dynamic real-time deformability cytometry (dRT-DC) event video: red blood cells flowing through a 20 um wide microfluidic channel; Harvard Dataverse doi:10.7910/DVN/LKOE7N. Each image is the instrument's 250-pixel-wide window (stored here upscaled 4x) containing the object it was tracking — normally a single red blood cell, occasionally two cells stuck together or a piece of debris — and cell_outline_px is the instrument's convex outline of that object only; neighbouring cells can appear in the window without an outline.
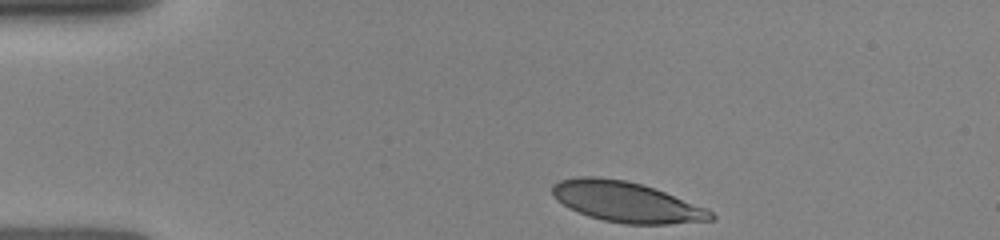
{"species": "human", "species_latin": "Homo sapiens", "temperature_condition": "room temperature", "stored_images_in_passage": 35, "camera_frame_rate_fps": 3000, "um_per_image_px": 0.085, "donor": {"sex": "female"}, "frame": {"image": 1, "passage_image": 1, "time_ms": 0.0, "image_size_px": [1000, 240], "cell_outline_px": [[716, 216], [712, 220], [668, 224], [624, 224], [604, 220], [588, 216], [568, 208], [556, 200], [552, 196], [552, 184], [560, 180], [576, 176], [596, 176], [628, 180], [664, 192], [708, 208]], "centroid_in_image_um": [53.2, 17.16], "position_along_channel_um": 31.8, "area_um2": 37.51}}
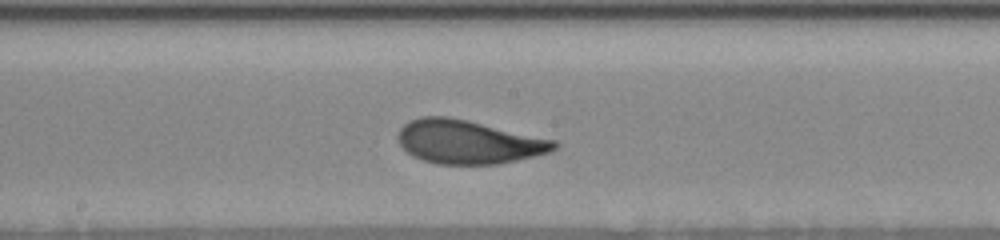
{"frame": {"image": 2, "passage_image": 21, "time_ms": 5.667, "image_size_px": [1000, 240], "cell_outline_px": [[560, 144], [556, 148], [548, 152], [516, 160], [496, 164], [436, 164], [412, 156], [400, 144], [396, 136], [400, 128], [408, 120], [420, 116], [448, 116], [468, 120], [556, 140]], "centroid_in_image_um": [39.78, 12.05], "position_along_channel_um": 208.4, "area_um2": 39.77}}
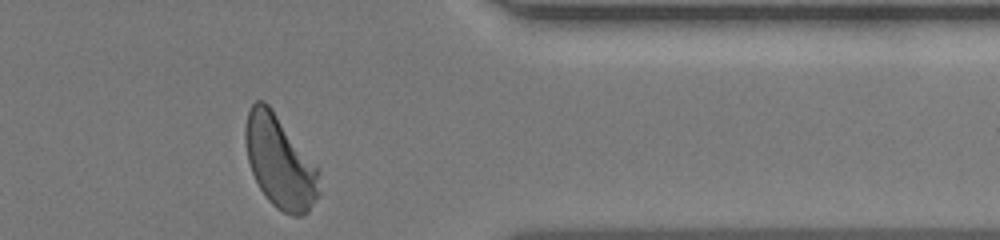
{"frame": {"image": 3, "passage_image": 35, "time_ms": 10.333, "image_size_px": [1000, 240], "cell_outline_px": [[320, 192], [316, 200], [308, 212], [300, 216], [292, 216], [276, 208], [268, 200], [260, 188], [252, 172], [248, 160], [244, 140], [244, 128], [248, 112], [252, 104], [256, 100], [264, 100], [268, 104], [320, 172]], "centroid_in_image_um": [23.77, 13.79], "position_along_channel_um": 387.6, "area_um2": 39.36}}